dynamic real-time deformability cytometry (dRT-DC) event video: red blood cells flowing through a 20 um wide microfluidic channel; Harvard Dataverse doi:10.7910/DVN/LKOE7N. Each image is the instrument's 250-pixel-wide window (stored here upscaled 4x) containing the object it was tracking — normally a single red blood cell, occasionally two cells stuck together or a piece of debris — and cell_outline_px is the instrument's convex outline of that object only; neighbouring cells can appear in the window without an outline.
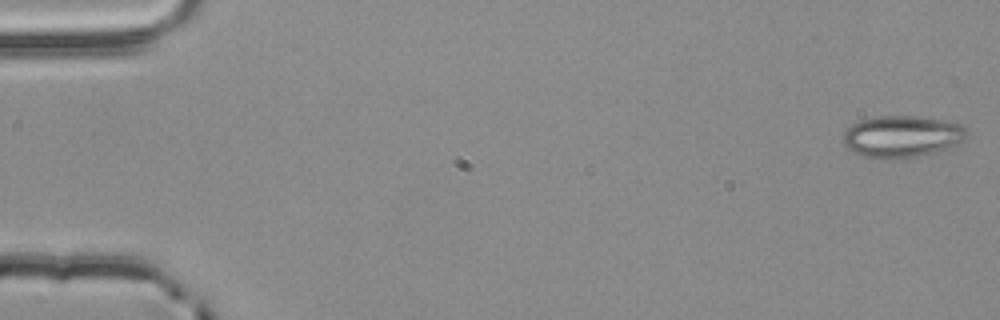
{"species": "common noctule bat (a hibernating species)", "species_latin": "Nyctalus noctula", "temperature_condition": "room temperature", "stored_images_in_passage": 54, "camera_frame_rate_fps": 3000, "um_per_image_px": 0.085, "animal": {"sex": "male", "body_mass_g": 20.4}, "frame": {"image": 1, "passage_image": 1, "time_ms": 0.0, "image_size_px": [1000, 320], "cell_outline_px": [[968, 132], [964, 140], [948, 148], [920, 156], [860, 156], [852, 152], [844, 144], [844, 132], [852, 124], [860, 120], [880, 116], [916, 116], [944, 120], [960, 124]], "centroid_in_image_um": [76.68, 11.56], "position_along_channel_um": 8.3, "area_um2": 29.36}}
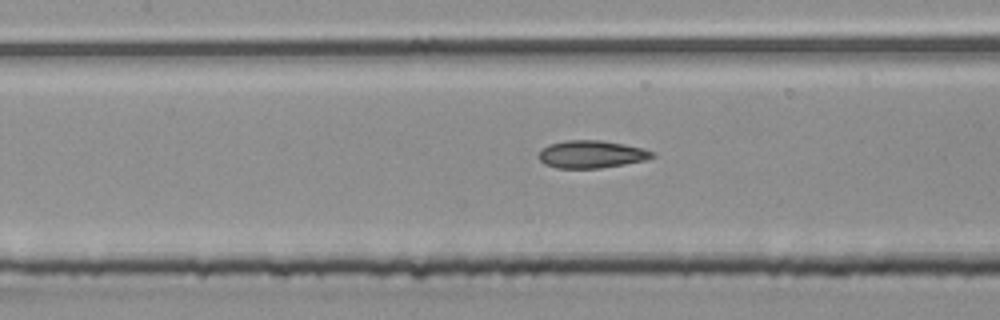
{"frame": {"image": 2, "passage_image": 25, "time_ms": 8.0, "image_size_px": [1000, 320], "cell_outline_px": [[656, 156], [644, 160], [624, 164], [600, 168], [556, 168], [544, 164], [540, 160], [540, 148], [548, 144], [568, 140], [600, 140], [624, 144], [640, 148], [652, 152]], "centroid_in_image_um": [50.22, 13.11], "position_along_channel_um": 157.2, "area_um2": 18.09}}
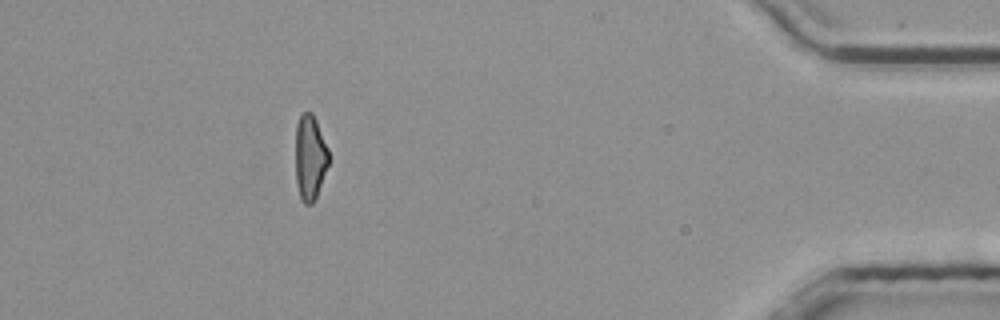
{"frame": {"image": 3, "passage_image": 49, "time_ms": 16.0, "image_size_px": [1000, 320], "cell_outline_px": [[328, 164], [316, 196], [312, 204], [304, 204], [300, 200], [296, 184], [296, 124], [300, 116], [304, 112], [312, 112], [316, 120], [328, 148]], "centroid_in_image_um": [26.33, 13.39], "position_along_channel_um": 408.9, "area_um2": 16.36}, "authors_computed_cell_mechanics": {"area_um2": 18.0914, "velocity_mm_per_s": 3.8676, "shape_relaxation_time_tau1_ms": null, "shape_relaxation_time_tau2_ms": 1.9852, "deformation_change_tau1": null, "deformation_change_tau2": 0.1096}}